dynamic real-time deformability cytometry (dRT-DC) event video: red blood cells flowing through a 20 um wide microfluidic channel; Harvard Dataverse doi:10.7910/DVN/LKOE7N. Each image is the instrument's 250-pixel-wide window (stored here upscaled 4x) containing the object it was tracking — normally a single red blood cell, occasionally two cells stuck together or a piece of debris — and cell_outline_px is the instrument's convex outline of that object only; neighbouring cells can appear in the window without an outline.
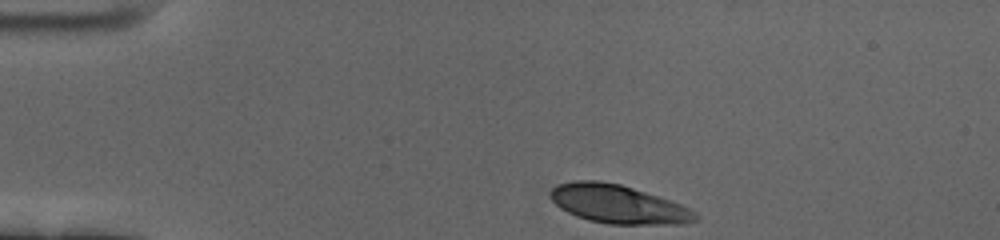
{"species": "human", "species_latin": "Homo sapiens", "temperature_condition": "cold", "stored_images_in_passage": 40, "camera_frame_rate_fps": 3000, "um_per_image_px": 0.085, "donor": {"sex": "female"}, "frame": {"image": 1, "passage_image": 1, "time_ms": 0.0, "image_size_px": [1000, 240], "cell_outline_px": [[700, 216], [696, 220], [680, 224], [608, 224], [588, 220], [576, 216], [560, 208], [548, 196], [548, 192], [556, 184], [576, 180], [600, 180], [620, 184], [680, 204], [696, 212]], "centroid_in_image_um": [52.49, 17.35], "position_along_channel_um": 32.5, "area_um2": 32.48}}
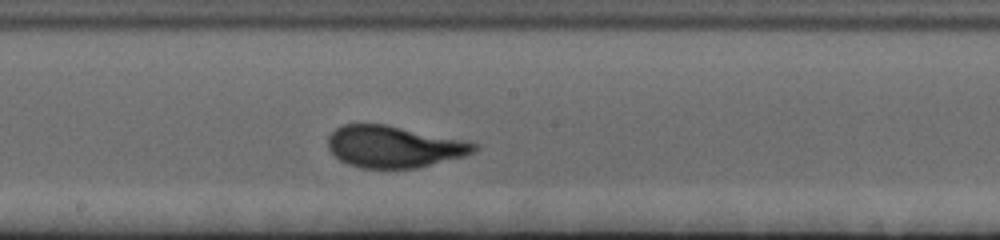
{"frame": {"image": 2, "passage_image": 22, "time_ms": 7.0, "image_size_px": [1000, 240], "cell_outline_px": [[480, 148], [464, 156], [416, 168], [360, 168], [348, 164], [340, 160], [328, 148], [328, 136], [336, 128], [344, 124], [388, 124], [464, 140], [480, 144]], "centroid_in_image_um": [33.49, 12.46], "position_along_channel_um": 214.7, "area_um2": 35.6}}
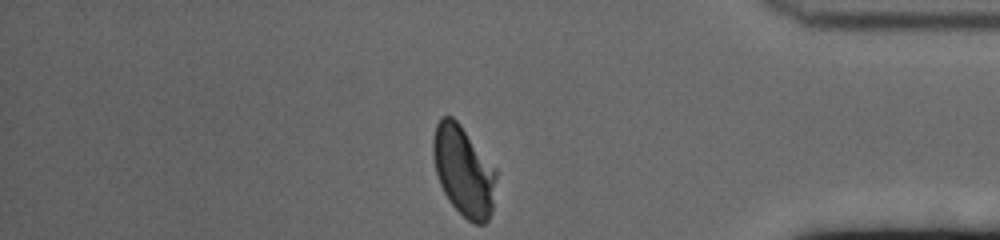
{"frame": {"image": 3, "passage_image": 40, "time_ms": 13.0, "image_size_px": [1000, 240], "cell_outline_px": [[496, 176], [492, 212], [488, 220], [484, 224], [472, 224], [448, 200], [440, 184], [436, 172], [432, 156], [432, 136], [436, 124], [440, 116], [452, 116], [460, 124], [496, 168]], "centroid_in_image_um": [39.39, 14.52], "position_along_channel_um": 395.8, "area_um2": 33.23}, "authors_computed_cell_mechanics": {"area_um2": 34.8245, "velocity_mm_per_s": 3.4176, "shape_relaxation_time_tau1_ms": 4.1308, "shape_relaxation_time_tau2_ms": null, "deformation_change_tau1": 0.185, "deformation_change_tau2": null}}